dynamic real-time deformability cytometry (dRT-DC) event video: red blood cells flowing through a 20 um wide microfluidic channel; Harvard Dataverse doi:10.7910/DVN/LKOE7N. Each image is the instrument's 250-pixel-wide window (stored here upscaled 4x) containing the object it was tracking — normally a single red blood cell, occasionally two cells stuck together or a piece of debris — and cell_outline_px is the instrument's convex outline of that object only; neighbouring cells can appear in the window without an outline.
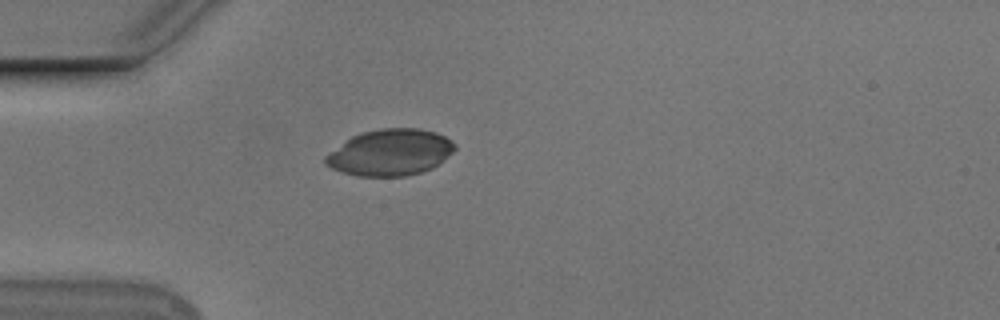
{"species": "Egyptian fruit bat (a non-hibernating species)", "species_latin": "Rousettus aegyptiacus", "temperature_condition": "cold", "stored_images_in_passage": 40, "camera_frame_rate_fps": 3000, "um_per_image_px": 0.085, "animal": {"sex": "male"}, "frame": {"image": 1, "passage_image": 1, "time_ms": 0.0, "image_size_px": [1000, 320], "cell_outline_px": [[456, 148], [440, 164], [432, 168], [420, 172], [404, 176], [360, 176], [344, 172], [332, 168], [324, 164], [324, 156], [352, 136], [364, 132], [380, 128], [420, 128], [436, 132], [452, 140], [456, 144]], "centroid_in_image_um": [33.2, 12.95], "position_along_channel_um": 51.8, "area_um2": 34.85}}
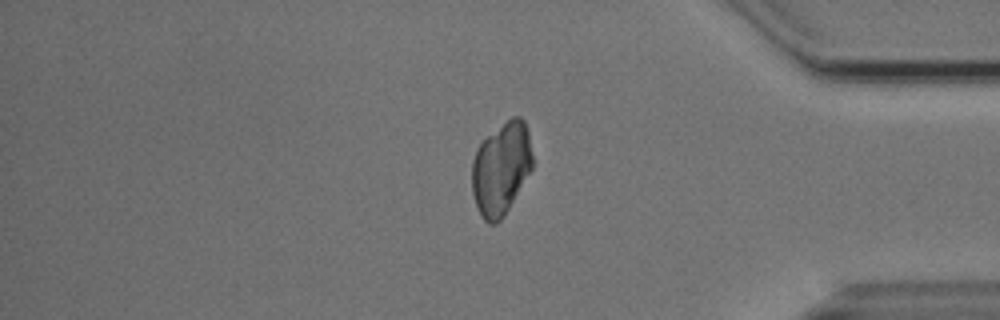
{"frame": {"image": 2, "passage_image": 31, "time_ms": 10.0, "image_size_px": [1000, 320], "cell_outline_px": [[532, 168], [504, 216], [496, 224], [488, 224], [480, 216], [476, 208], [472, 192], [472, 160], [476, 148], [488, 136], [512, 116], [520, 116], [524, 120], [528, 132], [532, 156]], "centroid_in_image_um": [42.57, 14.36], "position_along_channel_um": 392.6, "area_um2": 32.6}}
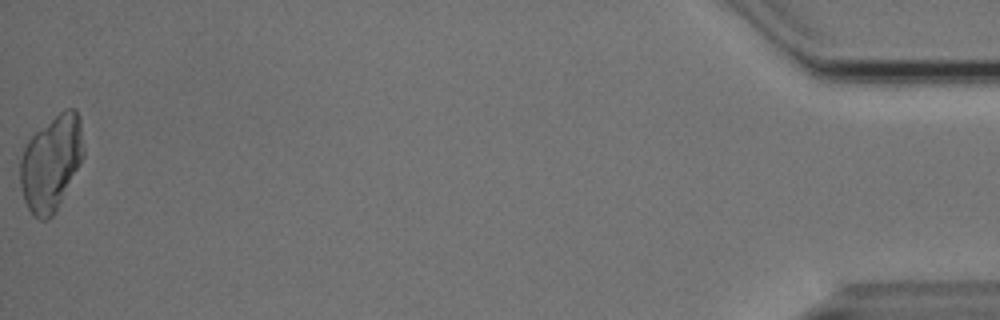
{"frame": {"image": 3, "passage_image": 40, "time_ms": 13.0, "image_size_px": [1000, 320], "cell_outline_px": [[84, 156], [52, 216], [48, 220], [40, 220], [28, 208], [24, 200], [20, 184], [20, 160], [24, 148], [28, 140], [36, 132], [64, 108], [76, 108], [80, 116], [84, 148]], "centroid_in_image_um": [4.36, 13.81], "position_along_channel_um": 430.8, "area_um2": 34.85}}